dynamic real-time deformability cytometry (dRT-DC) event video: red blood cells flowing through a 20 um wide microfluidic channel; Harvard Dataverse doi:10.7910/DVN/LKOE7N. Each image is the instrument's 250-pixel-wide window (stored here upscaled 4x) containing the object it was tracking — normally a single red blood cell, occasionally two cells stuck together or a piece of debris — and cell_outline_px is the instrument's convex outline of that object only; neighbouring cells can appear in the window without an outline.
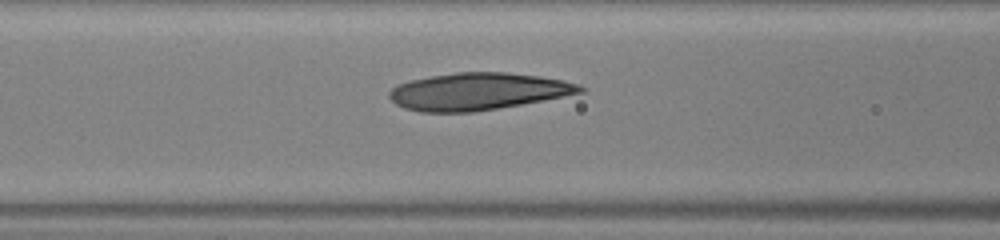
{"species": "human", "species_latin": "Homo sapiens", "temperature_condition": "warm", "stored_images_in_passage": 31, "camera_frame_rate_fps": 3000, "um_per_image_px": 0.085, "donor": {"sex": "male"}, "frame": {"image": 1, "passage_image": 12, "time_ms": 3.667, "image_size_px": [1000, 240], "cell_outline_px": [[588, 88], [584, 92], [564, 96], [520, 104], [472, 112], [420, 112], [404, 108], [396, 104], [388, 96], [388, 92], [396, 84], [412, 80], [432, 76], [456, 72], [508, 72], [540, 76], [564, 80], [580, 84]], "centroid_in_image_um": [40.64, 7.76], "position_along_channel_um": 126.0, "area_um2": 41.33}}
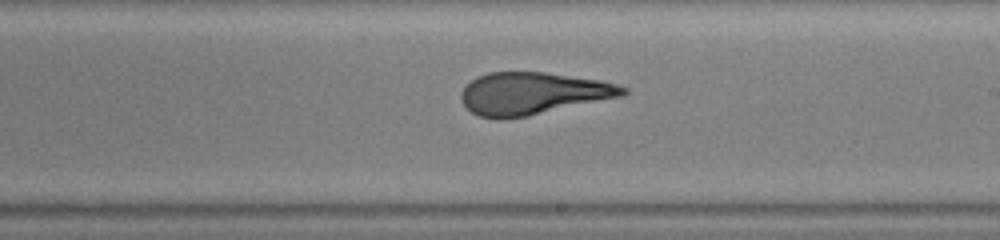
{"frame": {"image": 2, "passage_image": 20, "time_ms": 6.333, "image_size_px": [1000, 240], "cell_outline_px": [[628, 92], [624, 96], [528, 116], [500, 120], [496, 120], [480, 116], [472, 112], [460, 100], [460, 92], [476, 76], [488, 72], [544, 72], [600, 80], [616, 84], [628, 88]], "centroid_in_image_um": [45.28, 7.95], "position_along_channel_um": 243.7, "area_um2": 40.06}}
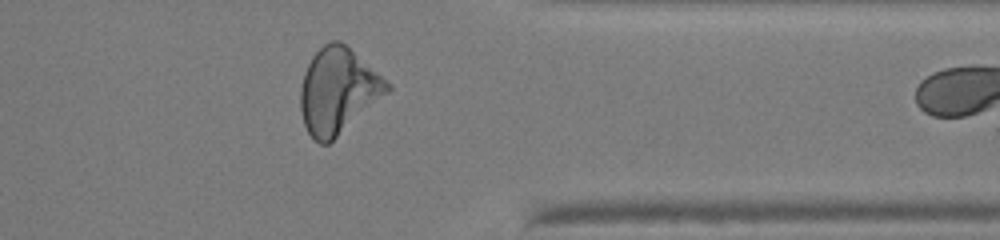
{"frame": {"image": 3, "passage_image": 30, "time_ms": 9.667, "image_size_px": [1000, 240], "cell_outline_px": [[392, 88], [388, 92], [328, 144], [320, 144], [308, 132], [304, 124], [300, 108], [300, 88], [304, 72], [312, 56], [324, 44], [332, 40], [340, 40], [392, 84]], "centroid_in_image_um": [28.71, 7.7], "position_along_channel_um": 382.7, "area_um2": 42.71}}